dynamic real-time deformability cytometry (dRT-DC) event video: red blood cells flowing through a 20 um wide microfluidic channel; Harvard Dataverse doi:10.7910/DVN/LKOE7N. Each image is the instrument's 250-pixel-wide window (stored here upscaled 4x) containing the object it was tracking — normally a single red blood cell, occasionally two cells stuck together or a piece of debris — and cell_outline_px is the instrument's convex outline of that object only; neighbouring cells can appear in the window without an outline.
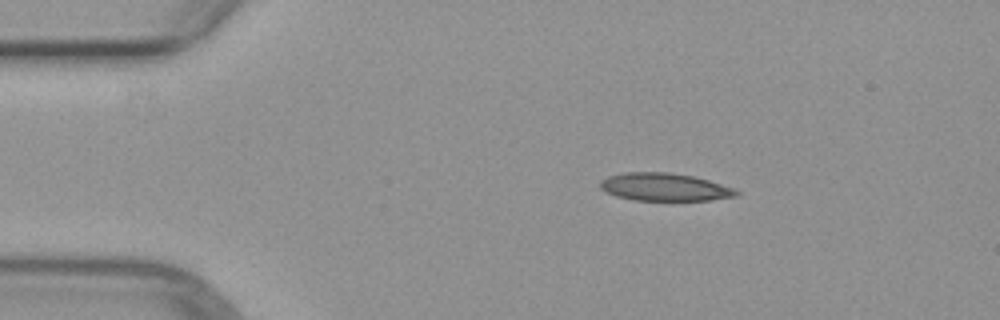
{"species": "common noctule bat (a hibernating species)", "species_latin": "Nyctalus noctula", "temperature_condition": "warm", "stored_images_in_passage": 3, "camera_frame_rate_fps": 3000, "um_per_image_px": 0.085, "animal": {"sex": "female", "body_mass_g": 29.2, "forearm_length_mm": 56.3}, "frame": {"image": 1, "passage_image": 1, "time_ms": 0.0, "image_size_px": [1000, 320], "cell_outline_px": [[740, 196], [712, 200], [632, 200], [616, 196], [604, 192], [600, 188], [600, 180], [608, 176], [624, 172], [668, 172], [692, 176], [708, 180], [732, 188], [740, 192]], "centroid_in_image_um": [56.46, 15.9], "position_along_channel_um": 28.5, "area_um2": 22.14}}
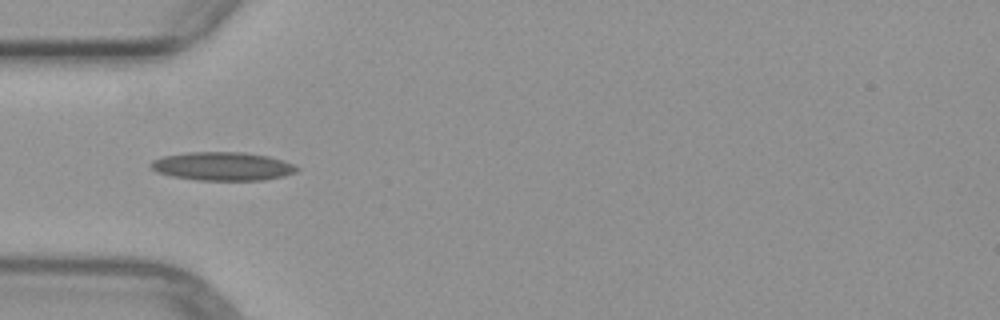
{"frame": {"image": 2, "passage_image": 3, "time_ms": 2.333, "image_size_px": [1000, 320], "cell_outline_px": [[300, 168], [296, 172], [284, 176], [264, 180], [196, 180], [172, 176], [156, 172], [148, 164], [152, 160], [164, 156], [188, 152], [244, 152], [268, 156], [292, 164]], "centroid_in_image_um": [18.9, 14.13], "position_along_channel_um": 66.1, "area_um2": 24.22}}